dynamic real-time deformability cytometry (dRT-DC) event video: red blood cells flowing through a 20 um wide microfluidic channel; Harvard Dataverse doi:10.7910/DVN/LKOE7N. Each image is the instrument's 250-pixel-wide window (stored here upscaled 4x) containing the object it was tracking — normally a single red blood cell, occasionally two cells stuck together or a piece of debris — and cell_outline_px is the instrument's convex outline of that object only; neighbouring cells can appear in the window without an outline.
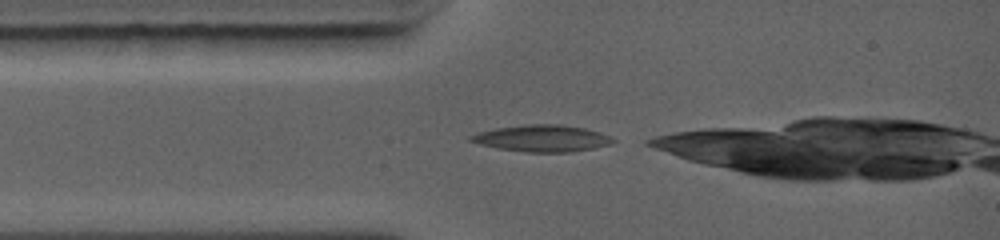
{"species": "common noctule bat (a hibernating species)", "species_latin": "Nyctalus noctula", "temperature_condition": "warm", "stored_images_in_passage": 35, "camera_frame_rate_fps": 5000, "um_per_image_px": 0.085, "animal": {"sex": "female", "body_mass_g": 19.0, "forearm_length_mm": 56.7}, "frame": {"image": 1, "passage_image": 1, "time_ms": 0.0, "image_size_px": [1000, 240], "cell_outline_px": [[616, 140], [612, 144], [572, 152], [524, 152], [496, 148], [480, 144], [468, 140], [468, 136], [476, 132], [496, 128], [524, 124], [560, 124], [584, 128], [600, 132]], "centroid_in_image_um": [46.04, 11.75], "position_along_channel_um": 39.0, "area_um2": 22.25}}
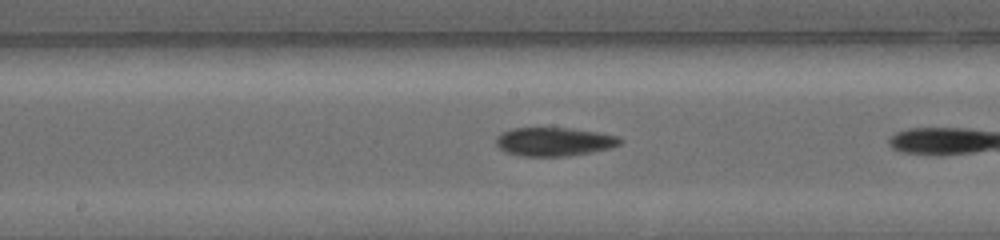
{"frame": {"image": 2, "passage_image": 20, "time_ms": 3.8, "image_size_px": [1000, 240], "cell_outline_px": [[624, 140], [620, 144], [612, 148], [592, 152], [568, 156], [520, 156], [504, 152], [496, 144], [496, 136], [512, 128], [572, 128], [620, 136]], "centroid_in_image_um": [47.13, 12.05], "position_along_channel_um": 201.1, "area_um2": 20.87}}
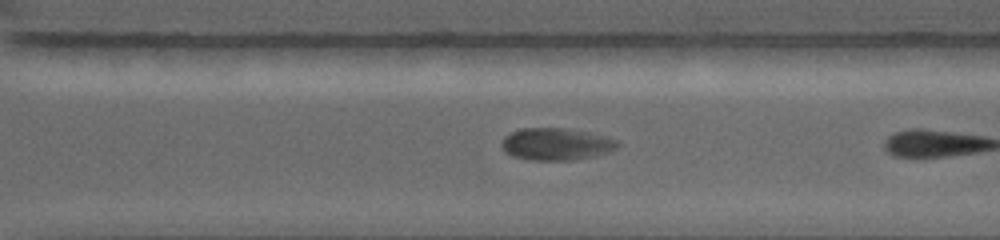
{"frame": {"image": 3, "passage_image": 34, "time_ms": 6.6, "image_size_px": [1000, 240], "cell_outline_px": [[620, 144], [616, 148], [608, 152], [596, 156], [572, 160], [532, 160], [512, 156], [504, 152], [500, 144], [504, 136], [512, 132], [524, 128], [560, 128], [604, 136], [620, 140]], "centroid_in_image_um": [47.26, 12.26], "position_along_channel_um": 323.3, "area_um2": 21.62}}